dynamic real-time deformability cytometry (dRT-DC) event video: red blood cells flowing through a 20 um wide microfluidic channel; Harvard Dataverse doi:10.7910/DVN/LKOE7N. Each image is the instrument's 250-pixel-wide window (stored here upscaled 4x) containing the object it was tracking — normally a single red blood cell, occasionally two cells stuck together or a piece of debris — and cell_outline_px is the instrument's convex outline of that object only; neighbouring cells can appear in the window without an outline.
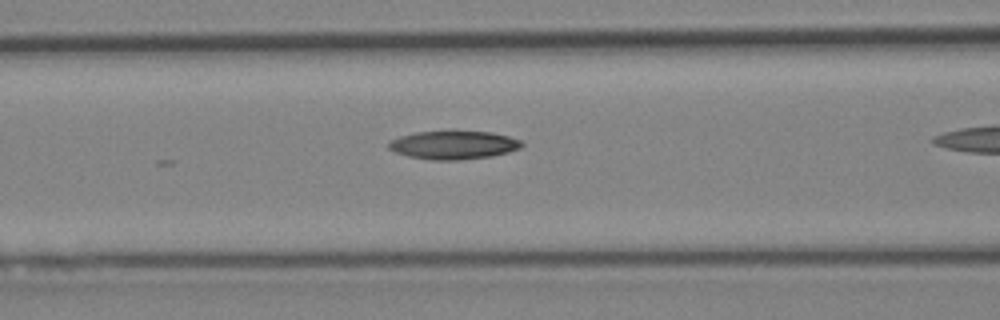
{"species": "Egyptian fruit bat (a non-hibernating species)", "species_latin": "Rousettus aegyptiacus", "temperature_condition": "cold", "stored_images_in_passage": 17, "camera_frame_rate_fps": 3000, "um_per_image_px": 0.085, "animal": {"sex": "female"}, "frame": {"image": 1, "passage_image": 14, "time_ms": 4.333, "image_size_px": [1000, 320], "cell_outline_px": [[524, 144], [520, 148], [508, 152], [492, 156], [460, 160], [432, 160], [408, 156], [396, 152], [388, 148], [388, 144], [392, 140], [400, 136], [416, 132], [492, 132], [508, 136], [520, 140]], "centroid_in_image_um": [38.57, 12.34], "position_along_channel_um": 128.0, "area_um2": 21.73}}
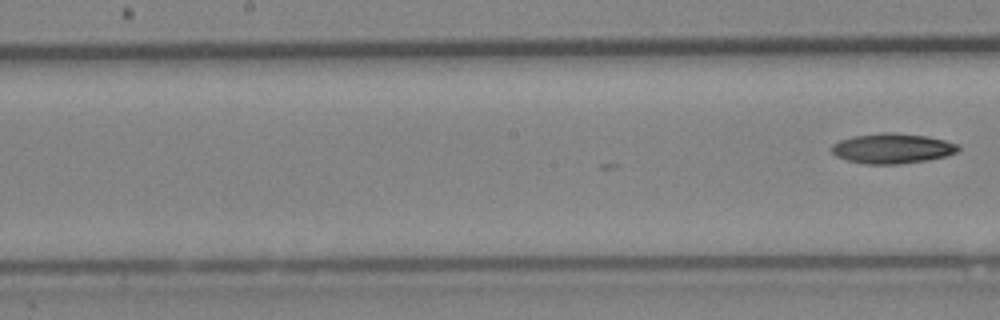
{"frame": {"image": 2, "passage_image": 17, "time_ms": 5.333, "image_size_px": [1000, 320], "cell_outline_px": [[960, 152], [948, 156], [928, 160], [896, 164], [864, 164], [848, 160], [836, 156], [832, 152], [832, 144], [840, 140], [852, 136], [884, 132], [896, 132], [924, 136], [944, 140], [960, 144]], "centroid_in_image_um": [75.89, 12.61], "position_along_channel_um": 172.3, "area_um2": 22.37}}